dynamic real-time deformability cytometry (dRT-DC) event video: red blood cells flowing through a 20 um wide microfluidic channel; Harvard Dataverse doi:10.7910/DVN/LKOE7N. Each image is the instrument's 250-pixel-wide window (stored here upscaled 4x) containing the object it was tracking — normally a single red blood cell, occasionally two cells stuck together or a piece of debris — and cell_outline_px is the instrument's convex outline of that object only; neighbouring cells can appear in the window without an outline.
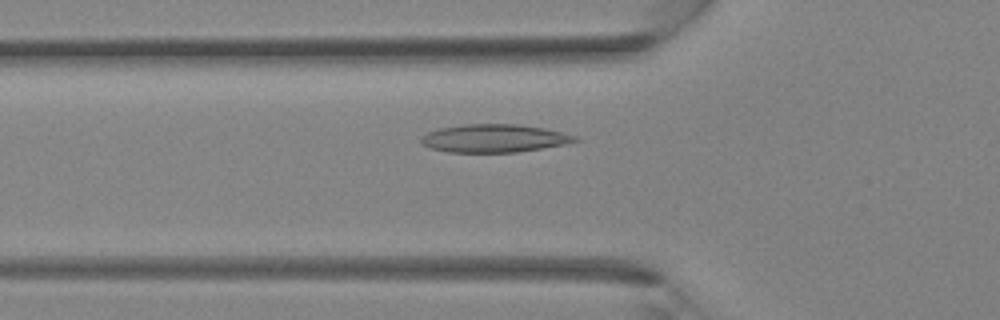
{"species": "Egyptian fruit bat (a non-hibernating species)", "species_latin": "Rousettus aegyptiacus", "temperature_condition": "room temperature", "stored_images_in_passage": 37, "camera_frame_rate_fps": 3000, "um_per_image_px": 0.085, "animal": {"sex": "female"}, "frame": {"image": 1, "passage_image": 13, "time_ms": 4.0, "image_size_px": [1000, 320], "cell_outline_px": [[580, 140], [564, 144], [516, 152], [448, 152], [432, 148], [424, 144], [420, 140], [428, 132], [440, 128], [464, 124], [516, 124], [544, 128], [576, 136]], "centroid_in_image_um": [42.01, 11.75], "position_along_channel_um": 83.8, "area_um2": 24.74}}
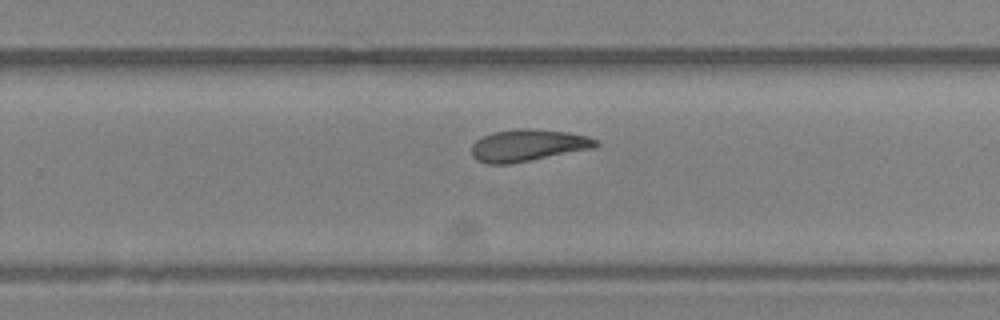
{"frame": {"image": 2, "passage_image": 24, "time_ms": 7.667, "image_size_px": [1000, 320], "cell_outline_px": [[600, 144], [596, 148], [508, 164], [488, 164], [476, 160], [472, 156], [472, 144], [476, 140], [492, 132], [520, 128], [532, 128], [568, 132], [588, 136], [600, 140]], "centroid_in_image_um": [44.91, 12.34], "position_along_channel_um": 284.9, "area_um2": 23.35}}
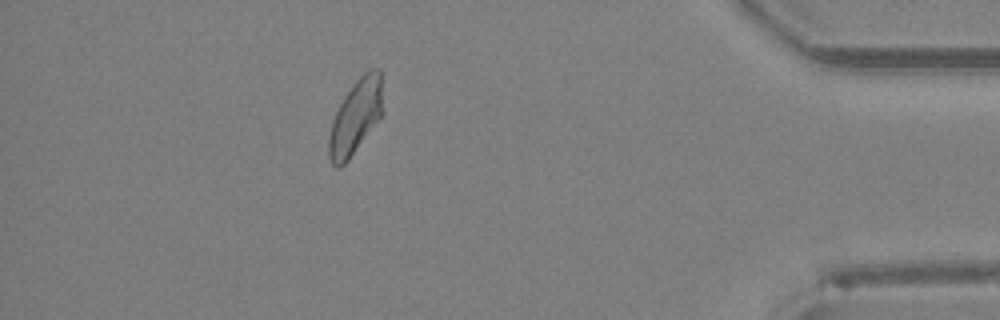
{"frame": {"image": 3, "passage_image": 33, "time_ms": 10.667, "image_size_px": [1000, 320], "cell_outline_px": [[384, 112], [348, 160], [340, 168], [336, 168], [332, 164], [328, 156], [328, 136], [332, 120], [344, 96], [356, 80], [368, 68], [380, 68]], "centroid_in_image_um": [30.23, 9.92], "position_along_channel_um": 405.0, "area_um2": 23.52}}